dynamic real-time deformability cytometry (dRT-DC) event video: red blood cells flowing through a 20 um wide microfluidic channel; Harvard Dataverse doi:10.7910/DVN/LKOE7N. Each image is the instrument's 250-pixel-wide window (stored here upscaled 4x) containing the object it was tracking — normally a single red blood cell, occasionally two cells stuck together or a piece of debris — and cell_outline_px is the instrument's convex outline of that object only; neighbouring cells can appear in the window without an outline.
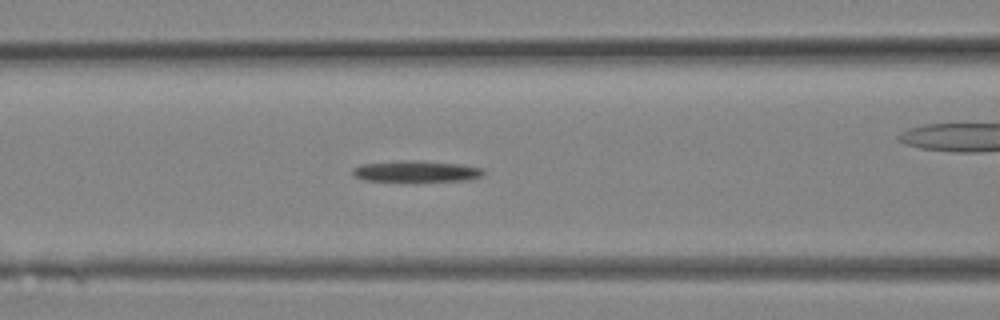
{"species": "Egyptian fruit bat (a non-hibernating species)", "species_latin": "Rousettus aegyptiacus", "temperature_condition": "room temperature", "stored_images_in_passage": 17, "camera_frame_rate_fps": 3000, "um_per_image_px": 0.085, "animal": {"sex": "female"}, "frame": {"image": 1, "passage_image": 12, "time_ms": 3.667, "image_size_px": [1000, 320], "cell_outline_px": [[484, 172], [480, 176], [468, 180], [416, 184], [364, 180], [352, 176], [352, 168], [360, 164], [404, 160], [416, 160], [460, 164], [484, 168]], "centroid_in_image_um": [35.34, 14.61], "position_along_channel_um": 131.3, "area_um2": 17.4}}
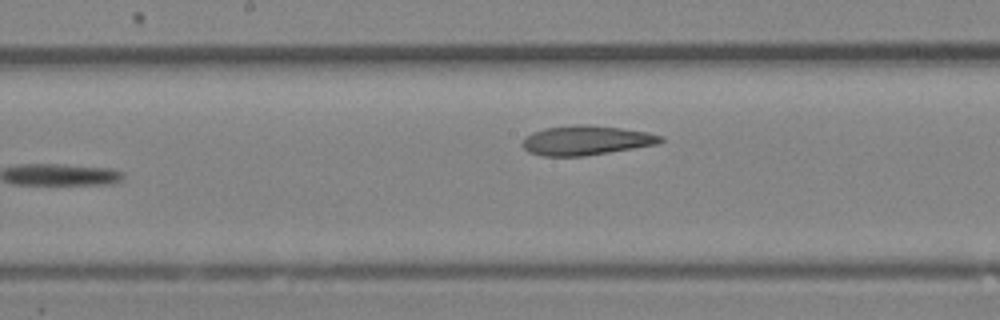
{"frame": {"image": 2, "passage_image": 17, "time_ms": 5.333, "image_size_px": [1000, 320], "cell_outline_px": [[664, 140], [656, 144], [584, 156], [544, 156], [528, 152], [520, 144], [532, 132], [544, 128], [580, 124], [584, 124], [620, 128], [648, 132], [664, 136]], "centroid_in_image_um": [49.81, 11.93], "position_along_channel_um": 198.4, "area_um2": 23.52}}